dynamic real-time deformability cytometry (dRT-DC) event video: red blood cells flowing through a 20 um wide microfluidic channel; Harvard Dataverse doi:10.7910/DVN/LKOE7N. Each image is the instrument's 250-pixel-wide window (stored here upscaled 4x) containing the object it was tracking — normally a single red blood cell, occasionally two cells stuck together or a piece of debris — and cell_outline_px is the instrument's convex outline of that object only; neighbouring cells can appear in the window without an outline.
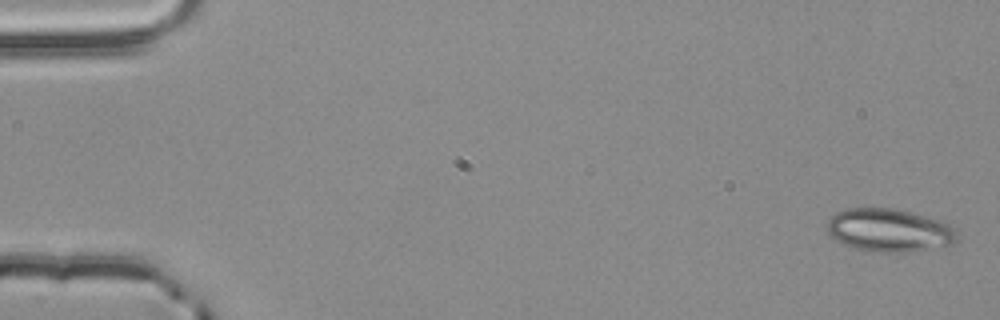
{"species": "common noctule bat (a hibernating species)", "species_latin": "Nyctalus noctula", "temperature_condition": "room temperature", "stored_images_in_passage": 4, "camera_frame_rate_fps": 3000, "um_per_image_px": 0.085, "animal": {"sex": "male", "body_mass_g": 20.4}, "frame": {"image": 1, "passage_image": 4, "time_ms": 1.0, "image_size_px": [1000, 320], "cell_outline_px": [[956, 240], [952, 244], [920, 252], [868, 252], [852, 248], [836, 240], [828, 232], [828, 220], [836, 212], [848, 208], [892, 208], [912, 212], [940, 220], [956, 228]], "centroid_in_image_um": [75.6, 19.59], "position_along_channel_um": 9.4, "area_um2": 33.0}}